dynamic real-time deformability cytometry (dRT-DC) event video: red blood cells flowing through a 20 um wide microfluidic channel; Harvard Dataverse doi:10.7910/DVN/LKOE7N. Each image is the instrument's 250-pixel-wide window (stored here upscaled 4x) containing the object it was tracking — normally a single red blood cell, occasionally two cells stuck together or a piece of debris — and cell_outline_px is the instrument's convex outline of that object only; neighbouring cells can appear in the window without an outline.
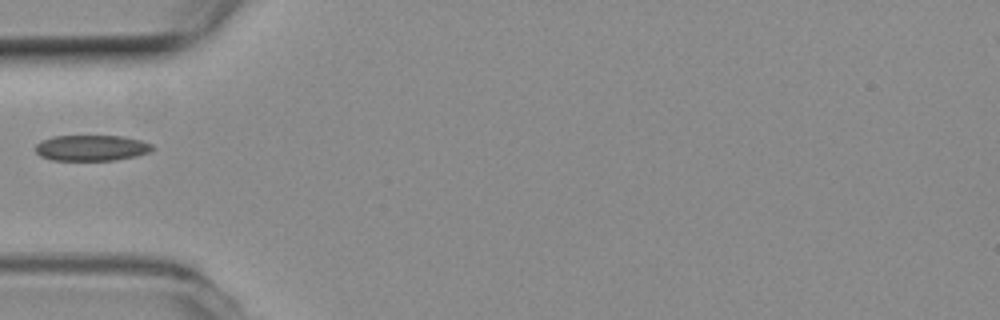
{"species": "common noctule bat (a hibernating species)", "species_latin": "Nyctalus noctula", "temperature_condition": "room temperature", "stored_images_in_passage": 29, "camera_frame_rate_fps": 3000, "um_per_image_px": 0.085, "animal": {"sex": "female", "body_mass_g": 19.3, "forearm_length_mm": 54.1}, "frame": {"image": 1, "passage_image": 1, "time_ms": 0.0, "image_size_px": [1000, 320], "cell_outline_px": [[156, 148], [148, 152], [136, 156], [116, 160], [52, 160], [40, 156], [36, 152], [36, 144], [40, 140], [52, 136], [120, 136], [140, 140], [152, 144]], "centroid_in_image_um": [7.76, 12.57], "position_along_channel_um": 77.2, "area_um2": 17.63}}
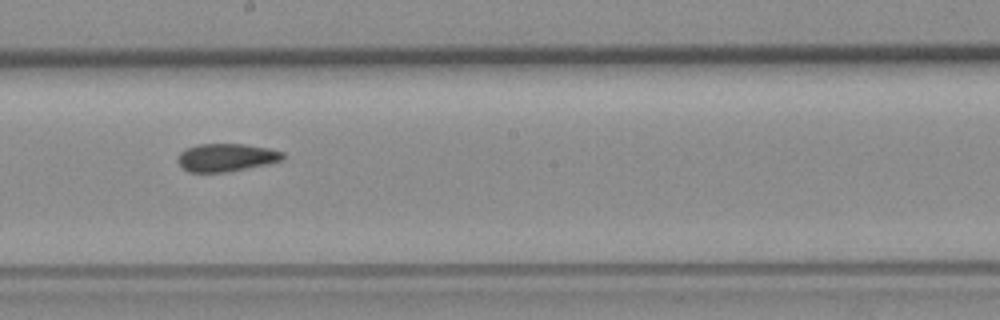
{"frame": {"image": 2, "passage_image": 13, "time_ms": 4.0, "image_size_px": [1000, 320], "cell_outline_px": [[284, 156], [280, 160], [268, 164], [228, 172], [188, 172], [176, 160], [180, 152], [188, 148], [200, 144], [244, 144], [268, 148], [284, 152]], "centroid_in_image_um": [19.23, 13.39], "position_along_channel_um": 229.0, "area_um2": 16.99}}
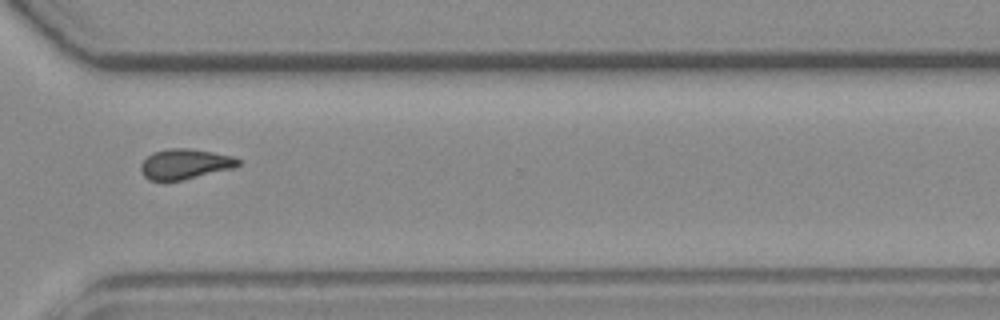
{"frame": {"image": 3, "passage_image": 23, "time_ms": 7.333, "image_size_px": [1000, 320], "cell_outline_px": [[240, 164], [232, 168], [184, 180], [148, 180], [144, 176], [140, 168], [140, 164], [152, 152], [168, 148], [188, 148], [212, 152], [232, 156], [240, 160]], "centroid_in_image_um": [15.69, 13.94], "position_along_channel_um": 354.9, "area_um2": 17.05}}